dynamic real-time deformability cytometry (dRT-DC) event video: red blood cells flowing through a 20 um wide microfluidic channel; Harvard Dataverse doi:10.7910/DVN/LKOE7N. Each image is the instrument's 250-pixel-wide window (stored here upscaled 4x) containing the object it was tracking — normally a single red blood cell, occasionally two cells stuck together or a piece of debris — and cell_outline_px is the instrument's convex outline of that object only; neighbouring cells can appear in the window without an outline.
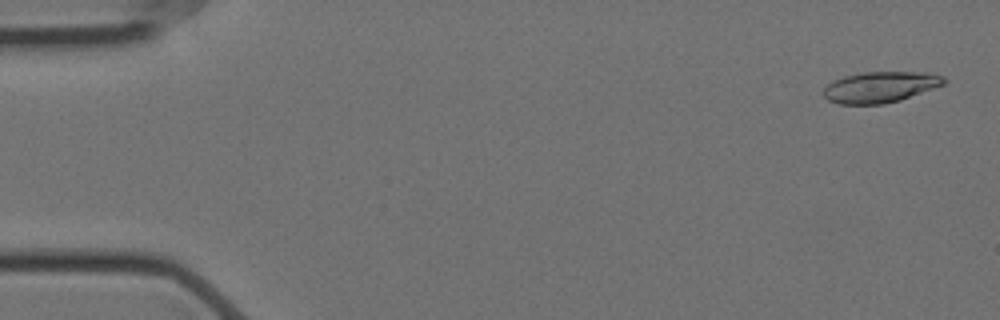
{"species": "Egyptian fruit bat (a non-hibernating species)", "species_latin": "Rousettus aegyptiacus", "temperature_condition": "cold", "stored_images_in_passage": 53, "camera_frame_rate_fps": 3000, "um_per_image_px": 0.085, "animal": {"sex": "female"}, "frame": {"image": 1, "passage_image": 2, "time_ms": 0.333, "image_size_px": [1000, 320], "cell_outline_px": [[948, 80], [944, 84], [900, 100], [884, 104], [840, 104], [828, 100], [824, 96], [824, 88], [832, 80], [844, 76], [864, 72], [932, 72], [944, 76]], "centroid_in_image_um": [74.84, 7.39], "position_along_channel_um": 10.2, "area_um2": 21.79}}
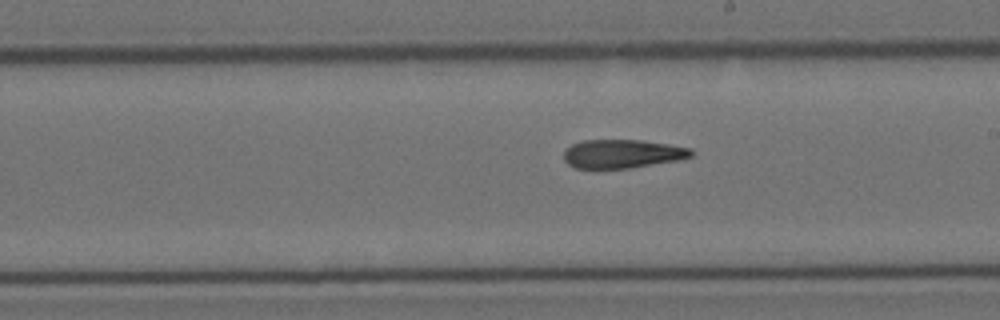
{"frame": {"image": 2, "passage_image": 32, "time_ms": 10.333, "image_size_px": [1000, 320], "cell_outline_px": [[692, 156], [676, 160], [632, 168], [576, 168], [568, 164], [564, 160], [564, 152], [572, 144], [580, 140], [640, 140], [668, 144], [692, 148]], "centroid_in_image_um": [52.88, 13.07], "position_along_channel_um": 236.1, "area_um2": 21.15}}
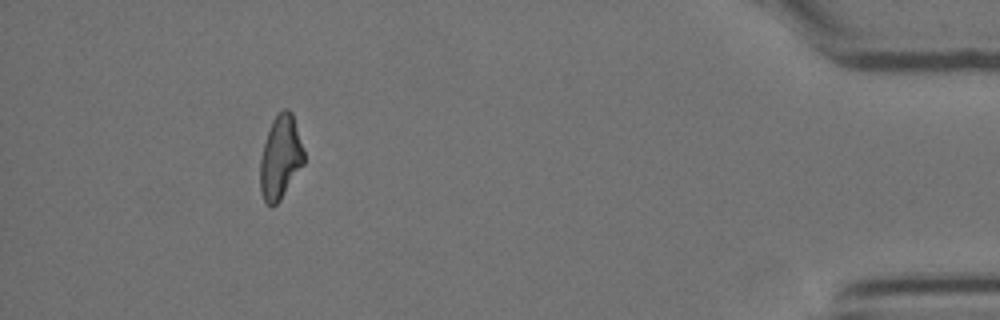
{"frame": {"image": 3, "passage_image": 52, "time_ms": 17.0, "image_size_px": [1000, 320], "cell_outline_px": [[304, 164], [280, 200], [272, 208], [264, 200], [260, 192], [260, 160], [264, 144], [272, 120], [284, 108], [288, 108], [292, 112], [304, 152]], "centroid_in_image_um": [23.83, 13.4], "position_along_channel_um": 411.4, "area_um2": 21.15}}